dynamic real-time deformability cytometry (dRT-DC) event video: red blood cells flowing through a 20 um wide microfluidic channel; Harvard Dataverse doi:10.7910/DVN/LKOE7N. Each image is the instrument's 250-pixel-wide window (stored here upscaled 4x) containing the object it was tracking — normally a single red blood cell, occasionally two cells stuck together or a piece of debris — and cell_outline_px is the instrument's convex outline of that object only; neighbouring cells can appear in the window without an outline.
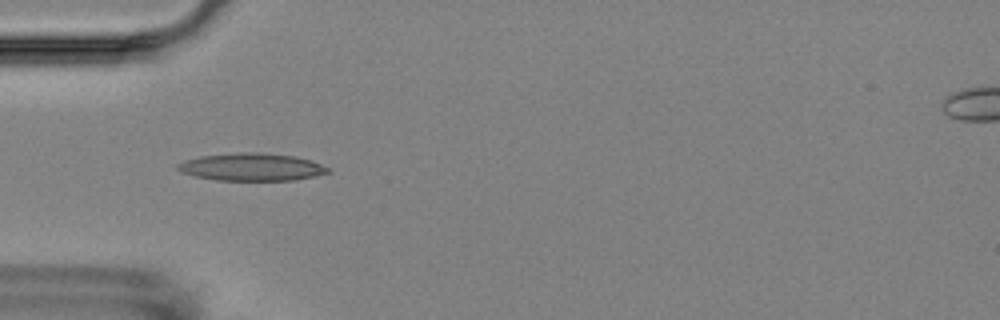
{"species": "Egyptian fruit bat (a non-hibernating species)", "species_latin": "Rousettus aegyptiacus", "temperature_condition": "room temperature", "stored_images_in_passage": 3, "camera_frame_rate_fps": 3000, "um_per_image_px": 0.085, "animal": {"sex": "female"}, "frame": {"image": 1, "passage_image": 2, "time_ms": 1.333, "image_size_px": [1000, 320], "cell_outline_px": [[332, 172], [316, 176], [296, 180], [216, 180], [196, 176], [180, 172], [176, 168], [176, 164], [184, 160], [200, 156], [240, 152], [256, 152], [296, 156], [312, 160], [328, 168]], "centroid_in_image_um": [21.39, 14.19], "position_along_channel_um": 63.6, "area_um2": 24.28}}